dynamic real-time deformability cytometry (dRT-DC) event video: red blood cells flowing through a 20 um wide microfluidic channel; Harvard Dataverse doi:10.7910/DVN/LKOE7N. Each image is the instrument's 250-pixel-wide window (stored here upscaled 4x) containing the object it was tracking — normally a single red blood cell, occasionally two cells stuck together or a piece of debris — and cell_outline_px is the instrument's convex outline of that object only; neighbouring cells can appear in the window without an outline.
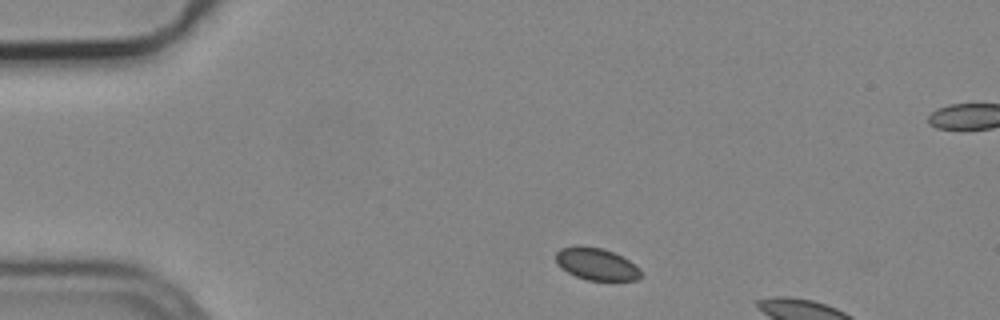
{"species": "common noctule bat (a hibernating species)", "species_latin": "Nyctalus noctula", "temperature_condition": "cold", "stored_images_in_passage": 3, "camera_frame_rate_fps": 3000, "um_per_image_px": 0.085, "animal": {"sex": "male", "body_mass_g": 19.2, "forearm_length_mm": 51.8}, "frame": {"image": 1, "passage_image": 1, "time_ms": 0.0, "image_size_px": [1000, 320], "cell_outline_px": [[644, 276], [636, 280], [588, 280], [576, 276], [568, 272], [556, 264], [556, 252], [560, 248], [600, 248], [612, 252], [628, 260], [640, 268]], "centroid_in_image_um": [50.74, 22.49], "position_along_channel_um": 34.3, "area_um2": 15.43}}